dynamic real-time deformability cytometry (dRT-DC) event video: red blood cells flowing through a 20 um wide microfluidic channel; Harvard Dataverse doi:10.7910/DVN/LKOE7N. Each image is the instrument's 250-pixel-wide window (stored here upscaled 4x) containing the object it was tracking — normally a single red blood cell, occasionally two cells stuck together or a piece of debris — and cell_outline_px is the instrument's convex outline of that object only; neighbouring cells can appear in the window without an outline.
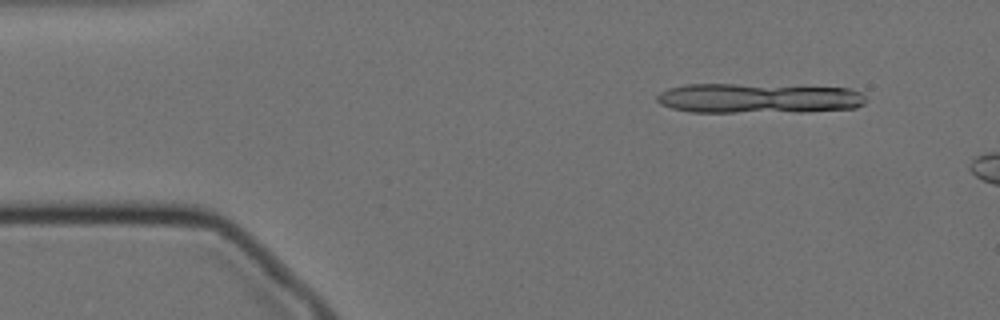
{"species": "Egyptian fruit bat (a non-hibernating species)", "species_latin": "Rousettus aegyptiacus", "temperature_condition": "cold", "stored_images_in_passage": 10, "camera_frame_rate_fps": 3000, "um_per_image_px": 0.085, "animal": {"sex": "female"}, "frame": {"image": 1, "passage_image": 5, "time_ms": 1.333, "image_size_px": [1000, 320], "cell_outline_px": [[868, 100], [864, 104], [856, 108], [804, 112], [688, 112], [672, 108], [660, 104], [656, 100], [656, 96], [660, 92], [668, 88], [684, 84], [736, 84], [848, 88], [860, 92]], "centroid_in_image_um": [64.46, 8.36], "position_along_channel_um": 20.5, "area_um2": 36.76}}